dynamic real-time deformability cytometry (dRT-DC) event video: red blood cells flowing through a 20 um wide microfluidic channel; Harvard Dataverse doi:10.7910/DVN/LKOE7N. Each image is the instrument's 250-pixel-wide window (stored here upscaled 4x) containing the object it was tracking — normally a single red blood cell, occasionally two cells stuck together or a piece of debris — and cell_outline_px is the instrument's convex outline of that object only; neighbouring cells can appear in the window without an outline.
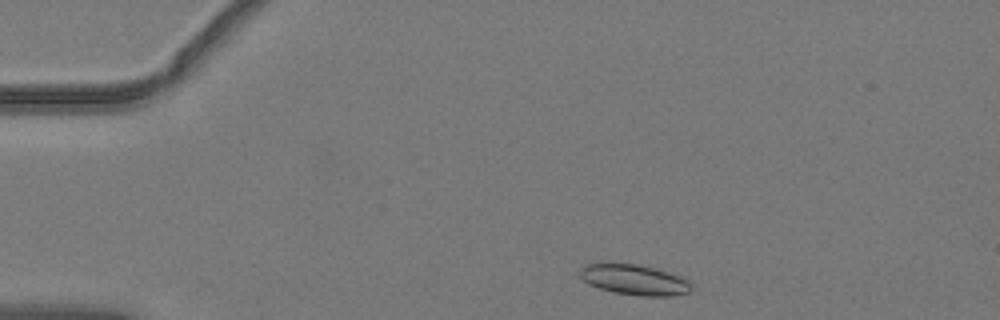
{"species": "common noctule bat (a hibernating species)", "species_latin": "Nyctalus noctula", "temperature_condition": "warm", "stored_images_in_passage": 42, "camera_frame_rate_fps": 3000, "um_per_image_px": 0.085, "animal": {"sex": "male", "body_mass_g": 19.2, "forearm_length_mm": 51.8}, "frame": {"image": 1, "passage_image": 1, "time_ms": 0.0, "image_size_px": [1000, 320], "cell_outline_px": [[692, 288], [688, 292], [672, 296], [640, 296], [612, 292], [588, 284], [580, 280], [580, 268], [584, 264], [600, 260], [608, 260], [636, 264], [656, 268], [680, 276], [688, 280], [692, 284]], "centroid_in_image_um": [53.82, 23.73], "position_along_channel_um": 31.2, "area_um2": 20.69}}
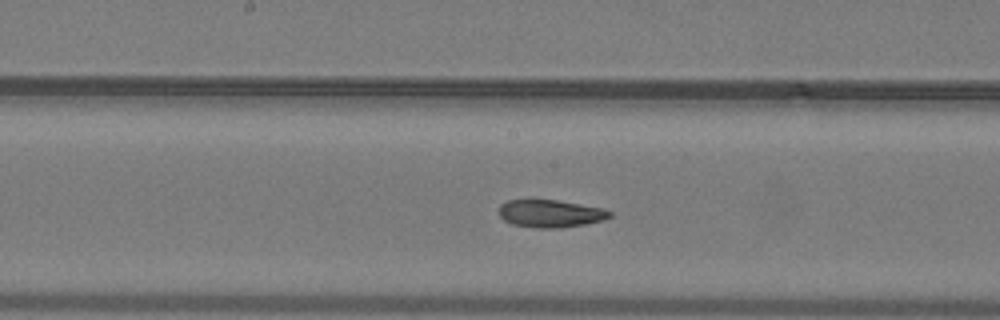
{"frame": {"image": 2, "passage_image": 18, "time_ms": 5.667, "image_size_px": [1000, 320], "cell_outline_px": [[612, 216], [604, 220], [584, 224], [560, 228], [536, 228], [512, 224], [504, 220], [500, 216], [500, 204], [508, 200], [528, 196], [532, 196], [604, 208], [612, 212]], "centroid_in_image_um": [46.74, 18.1], "position_along_channel_um": 201.5, "area_um2": 18.55}}
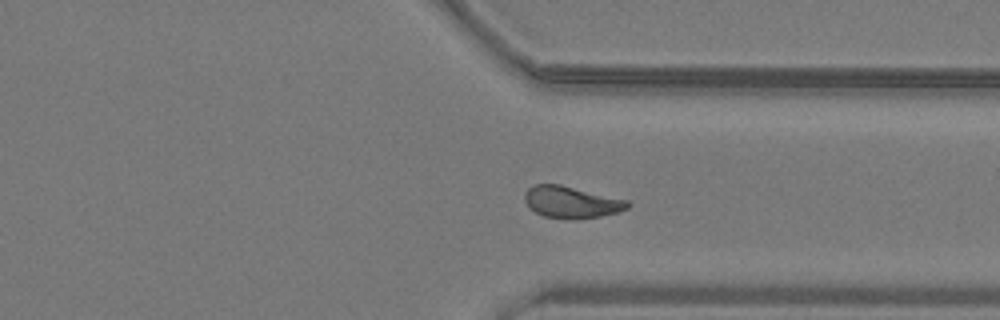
{"frame": {"image": 3, "passage_image": 30, "time_ms": 9.667, "image_size_px": [1000, 320], "cell_outline_px": [[628, 208], [620, 212], [600, 216], [576, 220], [572, 220], [544, 216], [528, 208], [524, 200], [524, 196], [528, 188], [532, 184], [560, 184], [628, 200]], "centroid_in_image_um": [48.54, 17.19], "position_along_channel_um": 362.9, "area_um2": 19.25}, "authors_computed_cell_mechanics": {"area_um2": 18.7272, "velocity_mm_per_s": 4.0518, "shape_relaxation_time_tau1_ms": 9.8344, "shape_relaxation_time_tau2_ms": 2.0936, "deformation_change_tau1": 0.2486, "deformation_change_tau2": 0.0831}}